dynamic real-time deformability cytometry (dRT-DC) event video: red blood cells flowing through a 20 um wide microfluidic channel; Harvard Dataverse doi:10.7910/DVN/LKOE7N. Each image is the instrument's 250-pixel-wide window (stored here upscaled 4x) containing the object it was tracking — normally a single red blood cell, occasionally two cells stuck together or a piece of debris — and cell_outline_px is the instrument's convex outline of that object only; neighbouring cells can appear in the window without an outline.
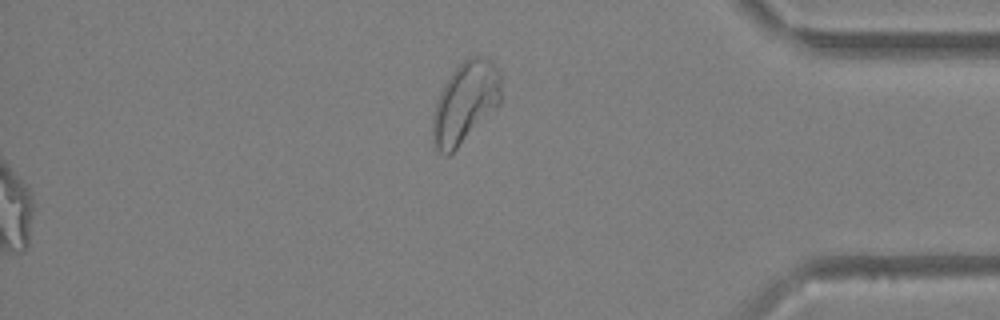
{"species": "Egyptian fruit bat (a non-hibernating species)", "species_latin": "Rousettus aegyptiacus", "temperature_condition": "warm", "stored_images_in_passage": 61, "segment_of_instrument_passage": [2, 2], "camera_frame_rate_fps": 3000, "um_per_image_px": 0.085, "animal": {"sex": "female"}, "frame": {"image": 1, "passage_image": 61, "time_ms": 20.0, "image_size_px": [1000, 320], "cell_outline_px": [[500, 104], [448, 156], [444, 156], [432, 144], [432, 116], [436, 100], [444, 84], [452, 72], [468, 56], [480, 56], [492, 60], [500, 72]], "centroid_in_image_um": [39.52, 8.7], "position_along_channel_um": 395.7, "area_um2": 32.31}}